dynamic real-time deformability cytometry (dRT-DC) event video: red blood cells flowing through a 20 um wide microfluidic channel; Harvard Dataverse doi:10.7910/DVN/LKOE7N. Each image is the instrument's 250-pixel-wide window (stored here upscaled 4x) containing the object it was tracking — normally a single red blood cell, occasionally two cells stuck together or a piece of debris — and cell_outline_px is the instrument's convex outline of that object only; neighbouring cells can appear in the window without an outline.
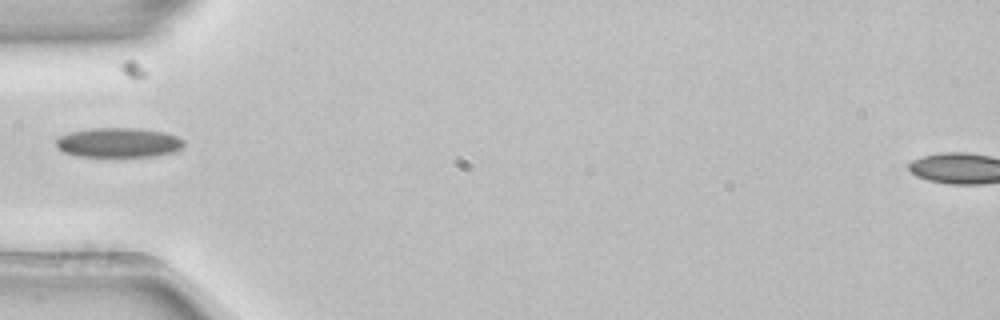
{"species": "common noctule bat (a hibernating species)", "species_latin": "Nyctalus noctula", "temperature_condition": "room temperature", "stored_images_in_passage": 2, "camera_frame_rate_fps": 3000, "um_per_image_px": 0.085, "animal": {"sex": "female", "body_mass_g": 22.7, "forearm_length_mm": 54.2}, "frame": {"image": 1, "passage_image": 1, "time_ms": 0.0, "image_size_px": [1000, 320], "cell_outline_px": [[184, 148], [172, 152], [156, 156], [76, 156], [64, 152], [56, 144], [56, 140], [60, 136], [68, 132], [88, 128], [140, 128], [164, 132], [176, 136], [184, 140]], "centroid_in_image_um": [10.1, 12.11], "position_along_channel_um": 74.9, "area_um2": 22.14}}